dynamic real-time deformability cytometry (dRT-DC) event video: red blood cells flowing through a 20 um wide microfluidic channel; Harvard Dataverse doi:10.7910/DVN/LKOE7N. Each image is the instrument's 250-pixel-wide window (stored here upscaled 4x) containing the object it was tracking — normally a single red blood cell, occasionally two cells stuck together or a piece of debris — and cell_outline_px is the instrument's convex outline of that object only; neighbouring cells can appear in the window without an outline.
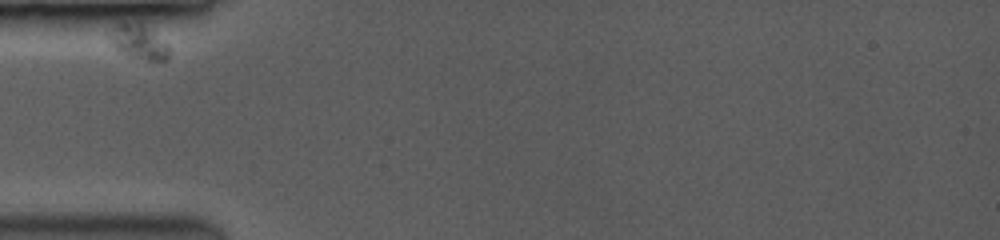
{"species": "common noctule bat (a hibernating species)", "species_latin": "Nyctalus noctula", "temperature_condition": "room temperature", "stored_images_in_passage": 2, "camera_frame_rate_fps": 3500, "um_per_image_px": 0.085, "animal": {"sex": "female", "body_mass_g": 19.0, "forearm_length_mm": 53.3}, "frame": {"image": 1, "passage_image": 1, "time_ms": 0.0, "image_size_px": [1000, 240], "cell_outline_px": [[172, 48], [168, 56], [164, 60], [148, 60], [132, 56], [120, 52], [112, 44], [108, 36], [120, 20], [124, 20], [140, 24], [152, 32], [168, 44]], "centroid_in_image_um": [11.78, 3.54], "position_along_channel_um": 73.2, "area_um2": 11.73}}